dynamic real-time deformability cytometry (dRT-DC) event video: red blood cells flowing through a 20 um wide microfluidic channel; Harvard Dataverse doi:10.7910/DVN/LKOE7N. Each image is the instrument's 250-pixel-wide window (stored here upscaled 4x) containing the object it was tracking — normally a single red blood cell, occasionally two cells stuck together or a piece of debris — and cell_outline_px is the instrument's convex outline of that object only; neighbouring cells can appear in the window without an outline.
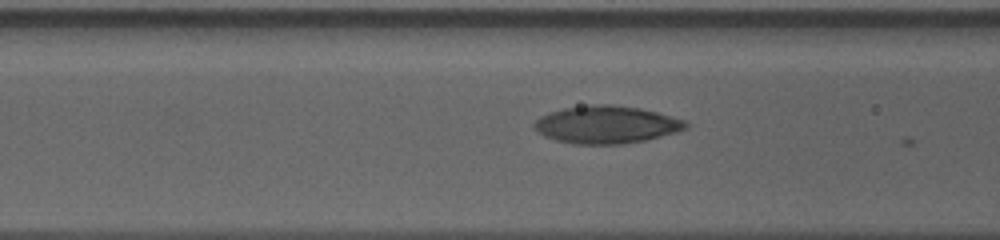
{"species": "human", "species_latin": "Homo sapiens", "temperature_condition": "cold", "stored_images_in_passage": 42, "camera_frame_rate_fps": 3000, "um_per_image_px": 0.085, "donor": {"sex": "male"}, "frame": {"image": 1, "passage_image": 7, "time_ms": 2.0, "image_size_px": [1000, 240], "cell_outline_px": [[688, 128], [676, 132], [648, 140], [624, 144], [572, 144], [556, 140], [544, 136], [532, 124], [540, 116], [548, 112], [564, 108], [592, 104], [612, 104], [640, 108], [656, 112], [684, 120], [688, 124]], "centroid_in_image_um": [51.55, 10.59], "position_along_channel_um": 115.1, "area_um2": 33.29}}
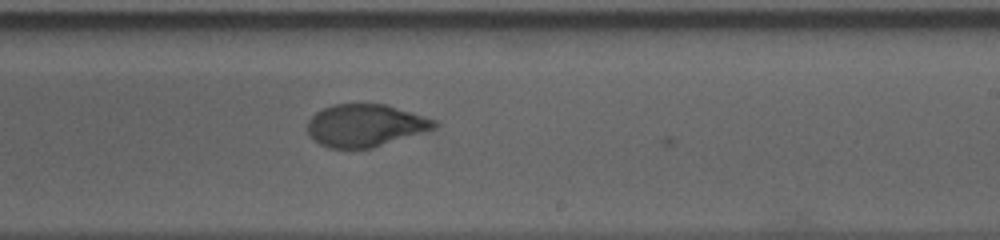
{"frame": {"image": 2, "passage_image": 19, "time_ms": 6.0, "image_size_px": [1000, 240], "cell_outline_px": [[440, 124], [436, 128], [424, 132], [372, 148], [328, 148], [320, 144], [308, 132], [308, 120], [316, 112], [332, 104], [388, 104], [436, 120]], "centroid_in_image_um": [31.08, 10.65], "position_along_channel_um": 257.9, "area_um2": 31.33}}
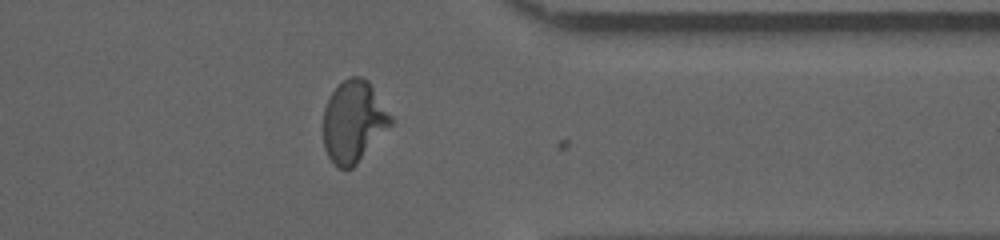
{"frame": {"image": 3, "passage_image": 30, "time_ms": 9.667, "image_size_px": [1000, 240], "cell_outline_px": [[392, 124], [356, 164], [352, 168], [340, 168], [328, 156], [324, 148], [324, 108], [332, 92], [344, 80], [352, 76], [360, 76], [368, 80], [392, 116]], "centroid_in_image_um": [30.06, 10.31], "position_along_channel_um": 381.3, "area_um2": 31.62}, "authors_computed_cell_mechanics": {"area_um2": 31.79, "velocity_mm_per_s": 3.5784, "shape_relaxation_time_tau1_ms": 5.7936, "shape_relaxation_time_tau2_ms": 1.449, "deformation_change_tau1": 0.2059, "deformation_change_tau2": 0.0633}}